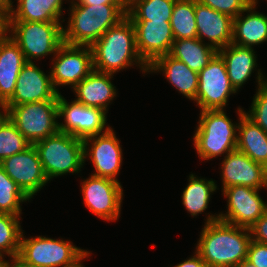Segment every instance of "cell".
Masks as SVG:
<instances>
[{
	"label": "cell",
	"mask_w": 267,
	"mask_h": 267,
	"mask_svg": "<svg viewBox=\"0 0 267 267\" xmlns=\"http://www.w3.org/2000/svg\"><path fill=\"white\" fill-rule=\"evenodd\" d=\"M250 232L253 241L267 244V211L251 226Z\"/></svg>",
	"instance_id": "37"
},
{
	"label": "cell",
	"mask_w": 267,
	"mask_h": 267,
	"mask_svg": "<svg viewBox=\"0 0 267 267\" xmlns=\"http://www.w3.org/2000/svg\"><path fill=\"white\" fill-rule=\"evenodd\" d=\"M235 267H256V266L252 264L249 260L245 259L241 261L239 264H237Z\"/></svg>",
	"instance_id": "44"
},
{
	"label": "cell",
	"mask_w": 267,
	"mask_h": 267,
	"mask_svg": "<svg viewBox=\"0 0 267 267\" xmlns=\"http://www.w3.org/2000/svg\"><path fill=\"white\" fill-rule=\"evenodd\" d=\"M6 107L9 119L31 145L60 131L56 120L59 118L58 100Z\"/></svg>",
	"instance_id": "7"
},
{
	"label": "cell",
	"mask_w": 267,
	"mask_h": 267,
	"mask_svg": "<svg viewBox=\"0 0 267 267\" xmlns=\"http://www.w3.org/2000/svg\"><path fill=\"white\" fill-rule=\"evenodd\" d=\"M30 145L9 118L0 127V163L5 158L24 151Z\"/></svg>",
	"instance_id": "33"
},
{
	"label": "cell",
	"mask_w": 267,
	"mask_h": 267,
	"mask_svg": "<svg viewBox=\"0 0 267 267\" xmlns=\"http://www.w3.org/2000/svg\"><path fill=\"white\" fill-rule=\"evenodd\" d=\"M34 146L49 181L67 173H78L84 165L83 139L69 133L59 131Z\"/></svg>",
	"instance_id": "6"
},
{
	"label": "cell",
	"mask_w": 267,
	"mask_h": 267,
	"mask_svg": "<svg viewBox=\"0 0 267 267\" xmlns=\"http://www.w3.org/2000/svg\"><path fill=\"white\" fill-rule=\"evenodd\" d=\"M170 24L175 40L197 38L195 0H176Z\"/></svg>",
	"instance_id": "29"
},
{
	"label": "cell",
	"mask_w": 267,
	"mask_h": 267,
	"mask_svg": "<svg viewBox=\"0 0 267 267\" xmlns=\"http://www.w3.org/2000/svg\"><path fill=\"white\" fill-rule=\"evenodd\" d=\"M125 9H127L135 0H117Z\"/></svg>",
	"instance_id": "45"
},
{
	"label": "cell",
	"mask_w": 267,
	"mask_h": 267,
	"mask_svg": "<svg viewBox=\"0 0 267 267\" xmlns=\"http://www.w3.org/2000/svg\"><path fill=\"white\" fill-rule=\"evenodd\" d=\"M90 141L93 143L89 148ZM83 144L84 159L89 156L95 167L92 175L118 181L116 176L120 172L122 149L113 129L106 127L103 133L84 138Z\"/></svg>",
	"instance_id": "15"
},
{
	"label": "cell",
	"mask_w": 267,
	"mask_h": 267,
	"mask_svg": "<svg viewBox=\"0 0 267 267\" xmlns=\"http://www.w3.org/2000/svg\"><path fill=\"white\" fill-rule=\"evenodd\" d=\"M258 70V90L254 95L250 113H244L267 133V79Z\"/></svg>",
	"instance_id": "34"
},
{
	"label": "cell",
	"mask_w": 267,
	"mask_h": 267,
	"mask_svg": "<svg viewBox=\"0 0 267 267\" xmlns=\"http://www.w3.org/2000/svg\"><path fill=\"white\" fill-rule=\"evenodd\" d=\"M243 231V232H242ZM196 252L207 267H235L247 259L251 232L209 215L200 234Z\"/></svg>",
	"instance_id": "1"
},
{
	"label": "cell",
	"mask_w": 267,
	"mask_h": 267,
	"mask_svg": "<svg viewBox=\"0 0 267 267\" xmlns=\"http://www.w3.org/2000/svg\"><path fill=\"white\" fill-rule=\"evenodd\" d=\"M195 253L196 254L194 256L190 257L187 260H184L175 267H207L199 254L197 252Z\"/></svg>",
	"instance_id": "39"
},
{
	"label": "cell",
	"mask_w": 267,
	"mask_h": 267,
	"mask_svg": "<svg viewBox=\"0 0 267 267\" xmlns=\"http://www.w3.org/2000/svg\"><path fill=\"white\" fill-rule=\"evenodd\" d=\"M217 53L210 44H204L198 38H190L174 40L169 55L199 73Z\"/></svg>",
	"instance_id": "26"
},
{
	"label": "cell",
	"mask_w": 267,
	"mask_h": 267,
	"mask_svg": "<svg viewBox=\"0 0 267 267\" xmlns=\"http://www.w3.org/2000/svg\"><path fill=\"white\" fill-rule=\"evenodd\" d=\"M218 54L224 60L230 83L237 92L257 67L255 52L253 48L231 43L218 50Z\"/></svg>",
	"instance_id": "25"
},
{
	"label": "cell",
	"mask_w": 267,
	"mask_h": 267,
	"mask_svg": "<svg viewBox=\"0 0 267 267\" xmlns=\"http://www.w3.org/2000/svg\"><path fill=\"white\" fill-rule=\"evenodd\" d=\"M4 259L0 256V264H2Z\"/></svg>",
	"instance_id": "46"
},
{
	"label": "cell",
	"mask_w": 267,
	"mask_h": 267,
	"mask_svg": "<svg viewBox=\"0 0 267 267\" xmlns=\"http://www.w3.org/2000/svg\"><path fill=\"white\" fill-rule=\"evenodd\" d=\"M51 69L50 75L55 89L60 85H71L74 88L93 71L91 47L63 43L56 52Z\"/></svg>",
	"instance_id": "10"
},
{
	"label": "cell",
	"mask_w": 267,
	"mask_h": 267,
	"mask_svg": "<svg viewBox=\"0 0 267 267\" xmlns=\"http://www.w3.org/2000/svg\"><path fill=\"white\" fill-rule=\"evenodd\" d=\"M88 254L70 241L42 236L25 239L22 232L17 259L29 267H78Z\"/></svg>",
	"instance_id": "4"
},
{
	"label": "cell",
	"mask_w": 267,
	"mask_h": 267,
	"mask_svg": "<svg viewBox=\"0 0 267 267\" xmlns=\"http://www.w3.org/2000/svg\"><path fill=\"white\" fill-rule=\"evenodd\" d=\"M13 2L11 0H0V6L8 10H11L13 7Z\"/></svg>",
	"instance_id": "43"
},
{
	"label": "cell",
	"mask_w": 267,
	"mask_h": 267,
	"mask_svg": "<svg viewBox=\"0 0 267 267\" xmlns=\"http://www.w3.org/2000/svg\"><path fill=\"white\" fill-rule=\"evenodd\" d=\"M199 124L193 136L194 146L203 160L228 154L237 148V130L224 109L200 111Z\"/></svg>",
	"instance_id": "5"
},
{
	"label": "cell",
	"mask_w": 267,
	"mask_h": 267,
	"mask_svg": "<svg viewBox=\"0 0 267 267\" xmlns=\"http://www.w3.org/2000/svg\"><path fill=\"white\" fill-rule=\"evenodd\" d=\"M27 200H29V198L5 173V170L0 163V213L20 216V203Z\"/></svg>",
	"instance_id": "32"
},
{
	"label": "cell",
	"mask_w": 267,
	"mask_h": 267,
	"mask_svg": "<svg viewBox=\"0 0 267 267\" xmlns=\"http://www.w3.org/2000/svg\"><path fill=\"white\" fill-rule=\"evenodd\" d=\"M78 5L94 6V5H121L117 0H76Z\"/></svg>",
	"instance_id": "40"
},
{
	"label": "cell",
	"mask_w": 267,
	"mask_h": 267,
	"mask_svg": "<svg viewBox=\"0 0 267 267\" xmlns=\"http://www.w3.org/2000/svg\"><path fill=\"white\" fill-rule=\"evenodd\" d=\"M148 72L163 71L168 81L191 100H196L198 90V73L191 70L185 63L169 54L156 58L149 66Z\"/></svg>",
	"instance_id": "22"
},
{
	"label": "cell",
	"mask_w": 267,
	"mask_h": 267,
	"mask_svg": "<svg viewBox=\"0 0 267 267\" xmlns=\"http://www.w3.org/2000/svg\"><path fill=\"white\" fill-rule=\"evenodd\" d=\"M203 5L229 15L233 19L245 11L254 0H197Z\"/></svg>",
	"instance_id": "35"
},
{
	"label": "cell",
	"mask_w": 267,
	"mask_h": 267,
	"mask_svg": "<svg viewBox=\"0 0 267 267\" xmlns=\"http://www.w3.org/2000/svg\"><path fill=\"white\" fill-rule=\"evenodd\" d=\"M1 165L29 199L49 181L34 145L5 158Z\"/></svg>",
	"instance_id": "13"
},
{
	"label": "cell",
	"mask_w": 267,
	"mask_h": 267,
	"mask_svg": "<svg viewBox=\"0 0 267 267\" xmlns=\"http://www.w3.org/2000/svg\"><path fill=\"white\" fill-rule=\"evenodd\" d=\"M1 110L4 112L2 113L0 111V127L4 124V122L9 118V109L5 106V104L0 105Z\"/></svg>",
	"instance_id": "42"
},
{
	"label": "cell",
	"mask_w": 267,
	"mask_h": 267,
	"mask_svg": "<svg viewBox=\"0 0 267 267\" xmlns=\"http://www.w3.org/2000/svg\"><path fill=\"white\" fill-rule=\"evenodd\" d=\"M91 50L95 71L114 74L135 62L143 72H148V65L138 54L134 25L127 15L109 28Z\"/></svg>",
	"instance_id": "2"
},
{
	"label": "cell",
	"mask_w": 267,
	"mask_h": 267,
	"mask_svg": "<svg viewBox=\"0 0 267 267\" xmlns=\"http://www.w3.org/2000/svg\"><path fill=\"white\" fill-rule=\"evenodd\" d=\"M10 32V10L0 6V41L8 38Z\"/></svg>",
	"instance_id": "38"
},
{
	"label": "cell",
	"mask_w": 267,
	"mask_h": 267,
	"mask_svg": "<svg viewBox=\"0 0 267 267\" xmlns=\"http://www.w3.org/2000/svg\"><path fill=\"white\" fill-rule=\"evenodd\" d=\"M239 124L237 135V150L243 152L251 160L267 168V133L238 108Z\"/></svg>",
	"instance_id": "24"
},
{
	"label": "cell",
	"mask_w": 267,
	"mask_h": 267,
	"mask_svg": "<svg viewBox=\"0 0 267 267\" xmlns=\"http://www.w3.org/2000/svg\"><path fill=\"white\" fill-rule=\"evenodd\" d=\"M216 189L217 186L213 180L199 179L190 174L189 183L182 194V203L192 216H196L207 209L210 194Z\"/></svg>",
	"instance_id": "28"
},
{
	"label": "cell",
	"mask_w": 267,
	"mask_h": 267,
	"mask_svg": "<svg viewBox=\"0 0 267 267\" xmlns=\"http://www.w3.org/2000/svg\"><path fill=\"white\" fill-rule=\"evenodd\" d=\"M1 267H29V266L24 265L17 258H12V263L7 262L6 260H4Z\"/></svg>",
	"instance_id": "41"
},
{
	"label": "cell",
	"mask_w": 267,
	"mask_h": 267,
	"mask_svg": "<svg viewBox=\"0 0 267 267\" xmlns=\"http://www.w3.org/2000/svg\"><path fill=\"white\" fill-rule=\"evenodd\" d=\"M58 110L59 118L64 117V124L59 123V130L80 139L102 133L107 122L104 110L85 106L76 100L69 104L60 93Z\"/></svg>",
	"instance_id": "12"
},
{
	"label": "cell",
	"mask_w": 267,
	"mask_h": 267,
	"mask_svg": "<svg viewBox=\"0 0 267 267\" xmlns=\"http://www.w3.org/2000/svg\"><path fill=\"white\" fill-rule=\"evenodd\" d=\"M258 189L247 186H232L223 189L228 199L226 214H219V220L225 223L251 228L267 211V204L258 194Z\"/></svg>",
	"instance_id": "14"
},
{
	"label": "cell",
	"mask_w": 267,
	"mask_h": 267,
	"mask_svg": "<svg viewBox=\"0 0 267 267\" xmlns=\"http://www.w3.org/2000/svg\"><path fill=\"white\" fill-rule=\"evenodd\" d=\"M221 169L223 189L247 186L260 190L267 187V168L237 149L225 155Z\"/></svg>",
	"instance_id": "18"
},
{
	"label": "cell",
	"mask_w": 267,
	"mask_h": 267,
	"mask_svg": "<svg viewBox=\"0 0 267 267\" xmlns=\"http://www.w3.org/2000/svg\"><path fill=\"white\" fill-rule=\"evenodd\" d=\"M139 56L149 66L156 58L170 53L174 36L170 21L131 20Z\"/></svg>",
	"instance_id": "16"
},
{
	"label": "cell",
	"mask_w": 267,
	"mask_h": 267,
	"mask_svg": "<svg viewBox=\"0 0 267 267\" xmlns=\"http://www.w3.org/2000/svg\"><path fill=\"white\" fill-rule=\"evenodd\" d=\"M256 5L257 0H254L245 11L233 19V44L252 48L267 41V16L254 11ZM244 12L249 14L243 17Z\"/></svg>",
	"instance_id": "23"
},
{
	"label": "cell",
	"mask_w": 267,
	"mask_h": 267,
	"mask_svg": "<svg viewBox=\"0 0 267 267\" xmlns=\"http://www.w3.org/2000/svg\"><path fill=\"white\" fill-rule=\"evenodd\" d=\"M58 95L59 91L54 88L51 75H46L34 62H26L17 78L15 92L5 106L58 100Z\"/></svg>",
	"instance_id": "17"
},
{
	"label": "cell",
	"mask_w": 267,
	"mask_h": 267,
	"mask_svg": "<svg viewBox=\"0 0 267 267\" xmlns=\"http://www.w3.org/2000/svg\"><path fill=\"white\" fill-rule=\"evenodd\" d=\"M19 219L20 216L0 213V256L2 258L4 254L11 258L18 256L22 235Z\"/></svg>",
	"instance_id": "31"
},
{
	"label": "cell",
	"mask_w": 267,
	"mask_h": 267,
	"mask_svg": "<svg viewBox=\"0 0 267 267\" xmlns=\"http://www.w3.org/2000/svg\"><path fill=\"white\" fill-rule=\"evenodd\" d=\"M197 38L210 41L217 51L232 43L233 18L195 0Z\"/></svg>",
	"instance_id": "19"
},
{
	"label": "cell",
	"mask_w": 267,
	"mask_h": 267,
	"mask_svg": "<svg viewBox=\"0 0 267 267\" xmlns=\"http://www.w3.org/2000/svg\"><path fill=\"white\" fill-rule=\"evenodd\" d=\"M20 47L9 37L0 41V101L5 104L14 94L16 81L26 64Z\"/></svg>",
	"instance_id": "21"
},
{
	"label": "cell",
	"mask_w": 267,
	"mask_h": 267,
	"mask_svg": "<svg viewBox=\"0 0 267 267\" xmlns=\"http://www.w3.org/2000/svg\"><path fill=\"white\" fill-rule=\"evenodd\" d=\"M176 0H135L127 9L130 20L170 21Z\"/></svg>",
	"instance_id": "30"
},
{
	"label": "cell",
	"mask_w": 267,
	"mask_h": 267,
	"mask_svg": "<svg viewBox=\"0 0 267 267\" xmlns=\"http://www.w3.org/2000/svg\"><path fill=\"white\" fill-rule=\"evenodd\" d=\"M84 204L97 217L107 221L120 216L123 190L119 181L91 175L82 183Z\"/></svg>",
	"instance_id": "11"
},
{
	"label": "cell",
	"mask_w": 267,
	"mask_h": 267,
	"mask_svg": "<svg viewBox=\"0 0 267 267\" xmlns=\"http://www.w3.org/2000/svg\"><path fill=\"white\" fill-rule=\"evenodd\" d=\"M10 10V21L60 22L63 0H17Z\"/></svg>",
	"instance_id": "27"
},
{
	"label": "cell",
	"mask_w": 267,
	"mask_h": 267,
	"mask_svg": "<svg viewBox=\"0 0 267 267\" xmlns=\"http://www.w3.org/2000/svg\"><path fill=\"white\" fill-rule=\"evenodd\" d=\"M111 73H102L93 70L81 80L74 88L76 101L88 107H95L107 113V106L116 97L115 86L110 79Z\"/></svg>",
	"instance_id": "20"
},
{
	"label": "cell",
	"mask_w": 267,
	"mask_h": 267,
	"mask_svg": "<svg viewBox=\"0 0 267 267\" xmlns=\"http://www.w3.org/2000/svg\"><path fill=\"white\" fill-rule=\"evenodd\" d=\"M13 41L20 47L27 62L57 52L63 44L61 22L10 21Z\"/></svg>",
	"instance_id": "8"
},
{
	"label": "cell",
	"mask_w": 267,
	"mask_h": 267,
	"mask_svg": "<svg viewBox=\"0 0 267 267\" xmlns=\"http://www.w3.org/2000/svg\"><path fill=\"white\" fill-rule=\"evenodd\" d=\"M74 2V3H73ZM67 29L63 28V43L92 46L109 28L126 16L122 5H78L72 1Z\"/></svg>",
	"instance_id": "3"
},
{
	"label": "cell",
	"mask_w": 267,
	"mask_h": 267,
	"mask_svg": "<svg viewBox=\"0 0 267 267\" xmlns=\"http://www.w3.org/2000/svg\"><path fill=\"white\" fill-rule=\"evenodd\" d=\"M236 93L232 87L224 60L217 53L198 73L196 103L203 110L223 109L230 94Z\"/></svg>",
	"instance_id": "9"
},
{
	"label": "cell",
	"mask_w": 267,
	"mask_h": 267,
	"mask_svg": "<svg viewBox=\"0 0 267 267\" xmlns=\"http://www.w3.org/2000/svg\"><path fill=\"white\" fill-rule=\"evenodd\" d=\"M247 260L256 267H267V244L251 240L248 247Z\"/></svg>",
	"instance_id": "36"
}]
</instances>
